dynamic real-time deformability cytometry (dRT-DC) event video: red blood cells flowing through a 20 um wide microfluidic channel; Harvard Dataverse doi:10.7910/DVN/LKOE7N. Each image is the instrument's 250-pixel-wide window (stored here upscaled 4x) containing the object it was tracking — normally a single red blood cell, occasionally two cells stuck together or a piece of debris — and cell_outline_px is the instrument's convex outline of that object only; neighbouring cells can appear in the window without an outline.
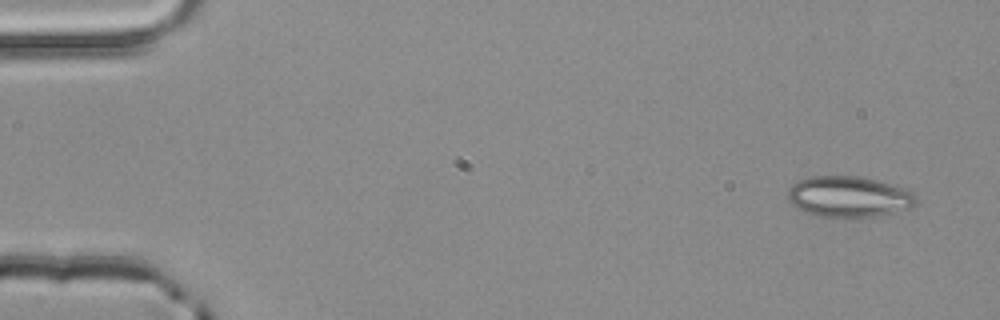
{"species": "common noctule bat (a hibernating species)", "species_latin": "Nyctalus noctula", "temperature_condition": "room temperature", "stored_images_in_passage": 3, "camera_frame_rate_fps": 3000, "um_per_image_px": 0.085, "animal": {"sex": "male", "body_mass_g": 20.4}, "frame": {"image": 1, "passage_image": 1, "time_ms": 0.0, "image_size_px": [1000, 320], "cell_outline_px": [[916, 204], [908, 208], [876, 216], [816, 216], [804, 212], [792, 204], [788, 200], [788, 188], [796, 180], [808, 176], [856, 176], [876, 180], [904, 188], [912, 192], [916, 196]], "centroid_in_image_um": [72.09, 16.7], "position_along_channel_um": 12.9, "area_um2": 30.35}}